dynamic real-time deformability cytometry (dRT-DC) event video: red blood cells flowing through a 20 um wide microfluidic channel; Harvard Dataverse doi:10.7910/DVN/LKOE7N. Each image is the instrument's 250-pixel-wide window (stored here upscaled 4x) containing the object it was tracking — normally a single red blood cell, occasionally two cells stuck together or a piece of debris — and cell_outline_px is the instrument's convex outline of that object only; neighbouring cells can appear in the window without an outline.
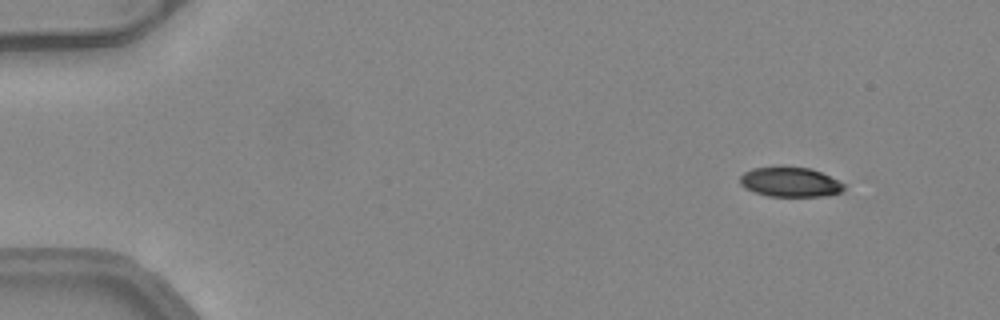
{"species": "common noctule bat (a hibernating species)", "species_latin": "Nyctalus noctula", "temperature_condition": "warm", "stored_images_in_passage": 47, "camera_frame_rate_fps": 3000, "um_per_image_px": 0.085, "animal": {"sex": "female", "body_mass_g": 24.6, "forearm_length_mm": 56.2}, "frame": {"image": 1, "passage_image": 1, "time_ms": 0.0, "image_size_px": [1000, 320], "cell_outline_px": [[844, 188], [840, 192], [828, 196], [768, 196], [744, 188], [740, 184], [740, 176], [744, 172], [752, 168], [812, 168], [844, 184]], "centroid_in_image_um": [67.14, 15.49], "position_along_channel_um": 17.9, "area_um2": 17.57}}
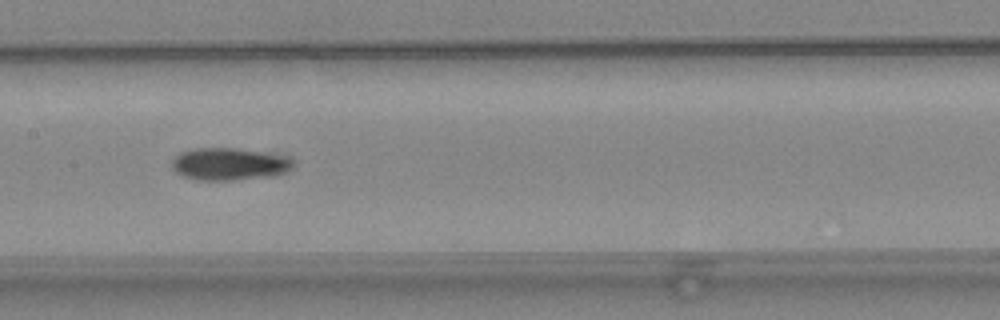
{"frame": {"image": 2, "passage_image": 22, "time_ms": 7.0, "image_size_px": [1000, 320], "cell_outline_px": [[292, 164], [284, 172], [268, 176], [232, 180], [200, 180], [184, 176], [176, 172], [172, 168], [172, 160], [180, 152], [196, 148], [232, 148], [256, 152], [276, 156], [292, 160]], "centroid_in_image_um": [19.34, 13.95], "position_along_channel_um": 188.1, "area_um2": 21.91}}
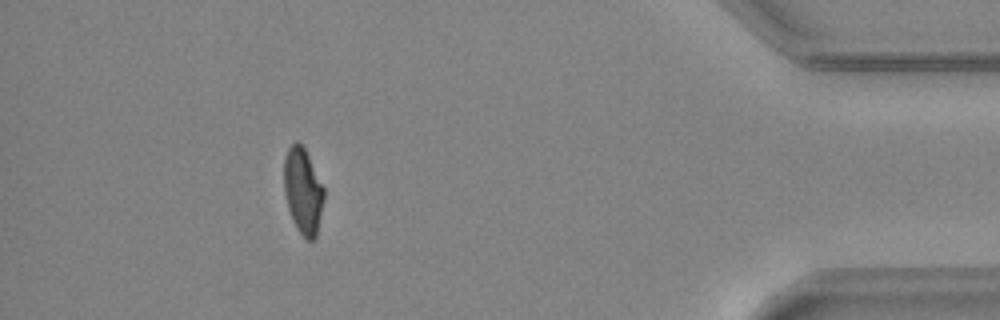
{"frame": {"image": 3, "passage_image": 42, "time_ms": 13.667, "image_size_px": [1000, 320], "cell_outline_px": [[324, 200], [316, 236], [312, 240], [308, 240], [296, 228], [292, 220], [288, 208], [284, 192], [284, 160], [288, 148], [296, 140], [304, 148], [324, 188]], "centroid_in_image_um": [25.74, 16.24], "position_along_channel_um": 409.5, "area_um2": 19.77}, "authors_computed_cell_mechanics": {"area_um2": 20.7502, "velocity_mm_per_s": 4.1067, "shape_relaxation_time_tau1_ms": 6.9657, "shape_relaxation_time_tau2_ms": 3.6502, "deformation_change_tau1": 0.2014, "deformation_change_tau2": 0.0925}}